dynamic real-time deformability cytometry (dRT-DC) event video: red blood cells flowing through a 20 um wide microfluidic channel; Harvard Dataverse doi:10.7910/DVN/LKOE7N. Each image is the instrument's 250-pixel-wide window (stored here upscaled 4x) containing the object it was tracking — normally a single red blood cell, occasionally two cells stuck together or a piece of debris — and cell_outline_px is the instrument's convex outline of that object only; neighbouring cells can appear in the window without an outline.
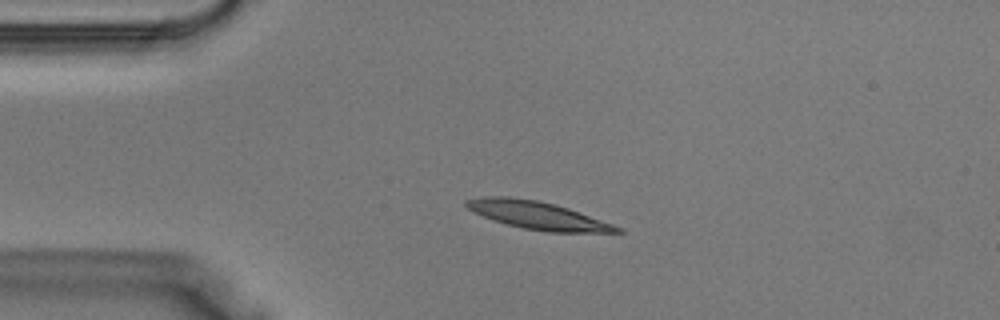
{"species": "Egyptian fruit bat (a non-hibernating species)", "species_latin": "Rousettus aegyptiacus", "temperature_condition": "warm", "stored_images_in_passage": 38, "camera_frame_rate_fps": 3000, "um_per_image_px": 0.085, "animal": {"sex": "male"}, "frame": {"image": 1, "passage_image": 8, "time_ms": 2.333, "image_size_px": [1000, 320], "cell_outline_px": [[624, 232], [548, 232], [524, 228], [508, 224], [472, 212], [464, 204], [464, 200], [484, 196], [508, 196], [536, 200], [568, 208], [624, 228]], "centroid_in_image_um": [45.69, 18.29], "position_along_channel_um": 39.3, "area_um2": 24.1}}
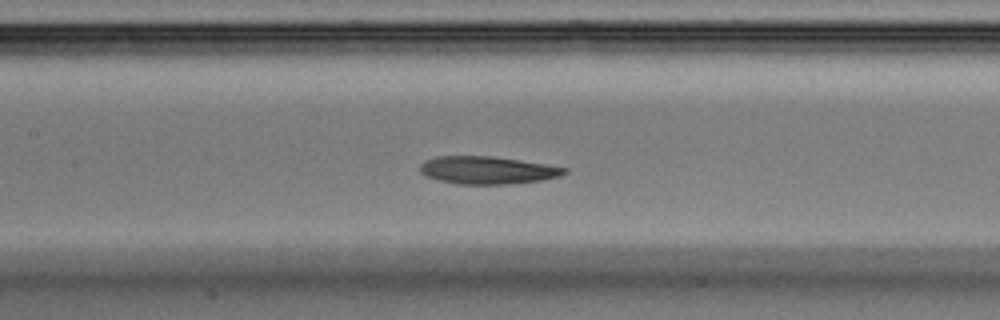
{"frame": {"image": 2, "passage_image": 17, "time_ms": 5.333, "image_size_px": [1000, 320], "cell_outline_px": [[568, 172], [560, 176], [540, 180], [504, 184], [456, 184], [424, 176], [420, 172], [420, 164], [424, 160], [436, 156], [488, 156], [520, 160], [568, 168]], "centroid_in_image_um": [41.38, 14.46], "position_along_channel_um": 166.0, "area_um2": 23.18}}
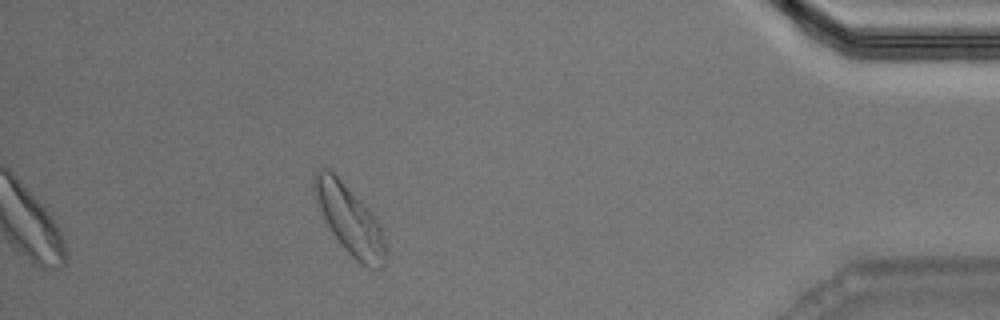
{"frame": {"image": 3, "passage_image": 34, "time_ms": 11.0, "image_size_px": [1000, 320], "cell_outline_px": [[388, 260], [380, 268], [368, 268], [360, 264], [340, 244], [332, 232], [320, 208], [312, 188], [312, 176], [316, 168], [332, 168], [360, 200], [380, 224], [384, 232], [388, 248]], "centroid_in_image_um": [29.75, 18.66], "position_along_channel_um": 405.5, "area_um2": 29.07}}